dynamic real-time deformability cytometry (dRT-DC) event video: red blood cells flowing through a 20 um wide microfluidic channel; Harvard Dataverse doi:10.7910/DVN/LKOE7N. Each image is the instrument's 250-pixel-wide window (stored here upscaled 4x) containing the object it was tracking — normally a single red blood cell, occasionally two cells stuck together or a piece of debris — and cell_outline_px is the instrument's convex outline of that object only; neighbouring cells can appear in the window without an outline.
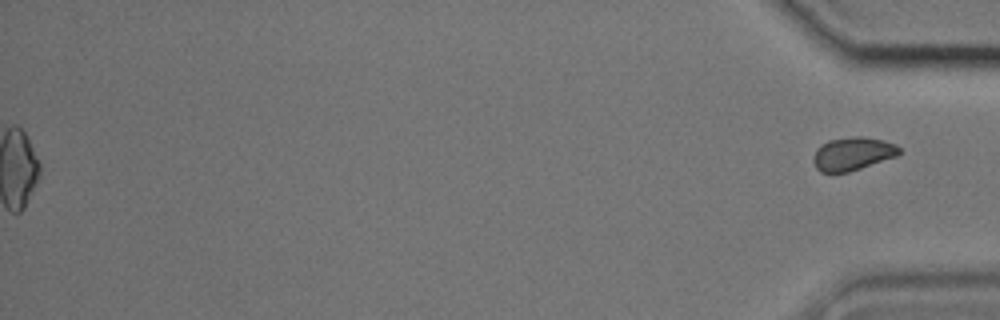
{"species": "common noctule bat (a hibernating species)", "species_latin": "Nyctalus noctula", "temperature_condition": "cold", "stored_images_in_passage": 51, "segment_of_instrument_passage": [2, 2], "camera_frame_rate_fps": 3000, "um_per_image_px": 0.085, "animal": {"sex": "male", "body_mass_g": 17.9, "forearm_length_mm": 54.2}, "frame": {"image": 1, "passage_image": 51, "time_ms": 16.667, "image_size_px": [1000, 320], "cell_outline_px": [[900, 152], [896, 156], [848, 172], [820, 172], [816, 168], [812, 160], [812, 156], [816, 148], [828, 140], [856, 136], [860, 136], [880, 140], [896, 144], [900, 148]], "centroid_in_image_um": [72.42, 13.07], "position_along_channel_um": 362.8, "area_um2": 16.47}}